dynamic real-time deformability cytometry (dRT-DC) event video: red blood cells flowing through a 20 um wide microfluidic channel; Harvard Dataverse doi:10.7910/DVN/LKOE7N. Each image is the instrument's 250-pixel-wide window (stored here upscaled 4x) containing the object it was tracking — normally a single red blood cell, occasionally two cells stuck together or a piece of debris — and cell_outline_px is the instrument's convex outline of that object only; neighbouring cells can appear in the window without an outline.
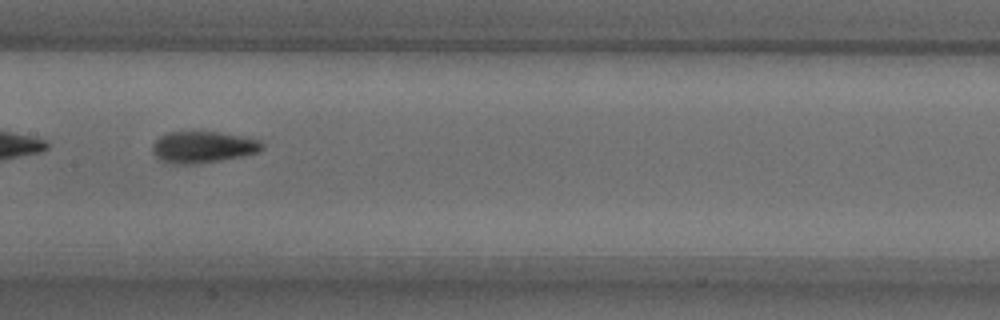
{"species": "common noctule bat (a hibernating species)", "species_latin": "Nyctalus noctula", "temperature_condition": "warm", "stored_images_in_passage": 39, "camera_frame_rate_fps": 3000, "um_per_image_px": 0.085, "animal": {"sex": "male", "body_mass_g": 18.8}, "frame": {"image": 1, "passage_image": 12, "time_ms": 3.667, "image_size_px": [1000, 320], "cell_outline_px": [[264, 148], [256, 152], [240, 156], [220, 160], [192, 164], [164, 164], [152, 152], [152, 144], [160, 136], [168, 132], [220, 132], [260, 140], [264, 144]], "centroid_in_image_um": [17.2, 12.51], "position_along_channel_um": 190.2, "area_um2": 20.11}}
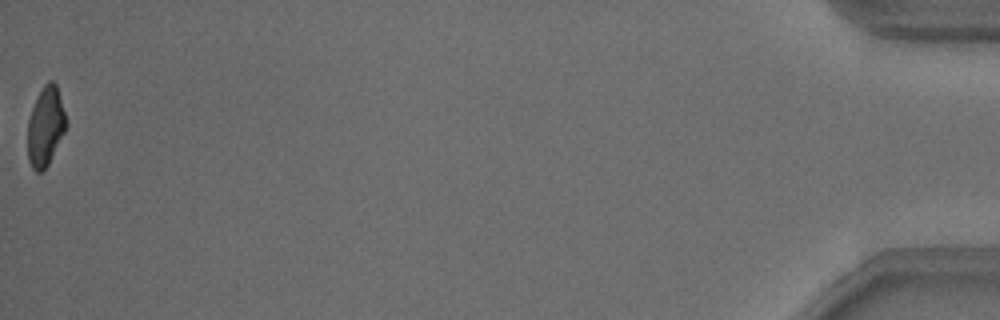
{"frame": {"image": 2, "passage_image": 39, "time_ms": 12.667, "image_size_px": [1000, 320], "cell_outline_px": [[68, 124], [48, 164], [40, 172], [36, 172], [32, 168], [28, 160], [28, 120], [32, 108], [44, 84], [48, 80], [52, 80], [56, 84]], "centroid_in_image_um": [3.87, 10.74], "position_along_channel_um": 431.3, "area_um2": 17.46}, "authors_computed_cell_mechanics": {"area_um2": 19.4208, "velocity_mm_per_s": 3.8371, "shape_relaxation_time_tau1_ms": 3.491, "shape_relaxation_time_tau2_ms": 1.8291, "deformation_change_tau1": 0.1397, "deformation_change_tau2": 0.0758}}